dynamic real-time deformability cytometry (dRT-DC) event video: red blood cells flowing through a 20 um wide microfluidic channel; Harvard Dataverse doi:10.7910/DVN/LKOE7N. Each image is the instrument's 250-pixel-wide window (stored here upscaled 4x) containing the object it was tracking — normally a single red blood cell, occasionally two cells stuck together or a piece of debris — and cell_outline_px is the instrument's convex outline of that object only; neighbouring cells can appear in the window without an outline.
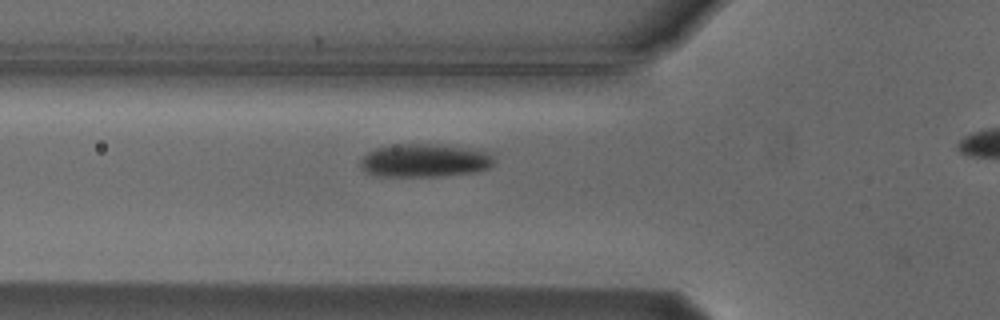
{"species": "Egyptian fruit bat (a non-hibernating species)", "species_latin": "Rousettus aegyptiacus", "temperature_condition": "cold", "stored_images_in_passage": 38, "camera_frame_rate_fps": 3000, "um_per_image_px": 0.085, "animal": {"sex": "male"}, "frame": {"image": 1, "passage_image": 12, "time_ms": 3.667, "image_size_px": [1000, 320], "cell_outline_px": [[496, 160], [488, 168], [476, 172], [440, 176], [372, 176], [364, 172], [360, 168], [360, 160], [368, 152], [376, 148], [388, 144], [432, 144], [468, 148], [488, 152]], "centroid_in_image_um": [36.04, 13.65], "position_along_channel_um": 89.8, "area_um2": 26.13}}
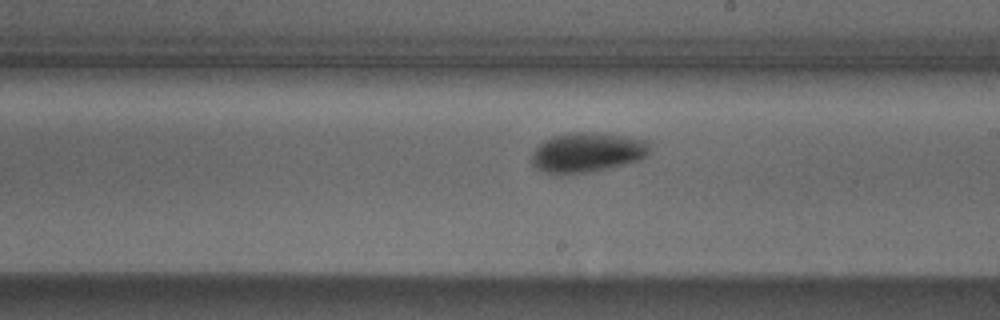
{"frame": {"image": 2, "passage_image": 24, "time_ms": 7.667, "image_size_px": [1000, 320], "cell_outline_px": [[648, 152], [640, 160], [608, 168], [588, 172], [548, 172], [532, 168], [532, 152], [540, 144], [552, 136], [568, 132], [592, 132], [624, 136], [648, 140]], "centroid_in_image_um": [49.9, 12.93], "position_along_channel_um": 239.1, "area_um2": 26.88}}
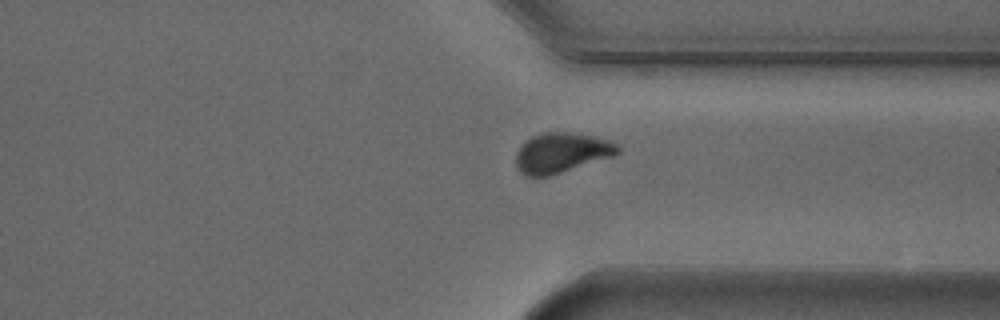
{"frame": {"image": 3, "passage_image": 34, "time_ms": 11.0, "image_size_px": [1000, 320], "cell_outline_px": [[620, 152], [612, 156], [548, 176], [524, 176], [516, 168], [516, 152], [520, 144], [524, 140], [532, 136], [544, 132], [580, 132], [596, 136], [608, 140], [616, 144], [620, 148]], "centroid_in_image_um": [47.68, 12.96], "position_along_channel_um": 363.7, "area_um2": 23.93}}